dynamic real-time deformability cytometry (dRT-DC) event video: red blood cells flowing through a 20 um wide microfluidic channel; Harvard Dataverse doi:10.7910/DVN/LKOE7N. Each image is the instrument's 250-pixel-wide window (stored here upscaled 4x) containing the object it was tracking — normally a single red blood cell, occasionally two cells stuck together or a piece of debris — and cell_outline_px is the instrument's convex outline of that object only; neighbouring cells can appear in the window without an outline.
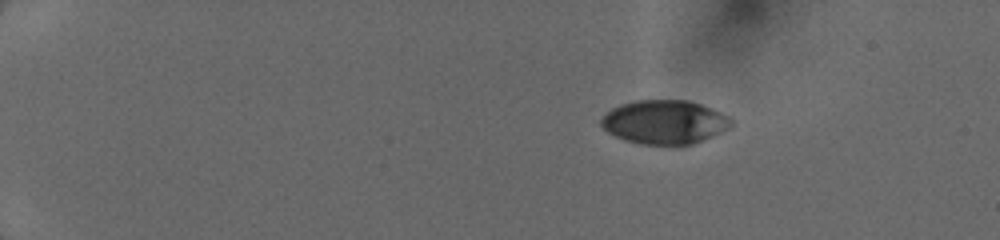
{"species": "human", "species_latin": "Homo sapiens", "temperature_condition": "cold", "stored_images_in_passage": 5, "camera_frame_rate_fps": 3000, "um_per_image_px": 0.085, "donor": {"sex": "female"}, "frame": {"image": 1, "passage_image": 1, "time_ms": 0.0, "image_size_px": [1000, 240], "cell_outline_px": [[732, 124], [728, 128], [720, 132], [692, 144], [640, 144], [616, 136], [608, 132], [600, 124], [600, 120], [612, 108], [620, 104], [636, 100], [688, 100], [700, 104], [720, 112], [728, 116], [732, 120]], "centroid_in_image_um": [56.47, 10.36], "position_along_channel_um": 28.5, "area_um2": 32.77}}
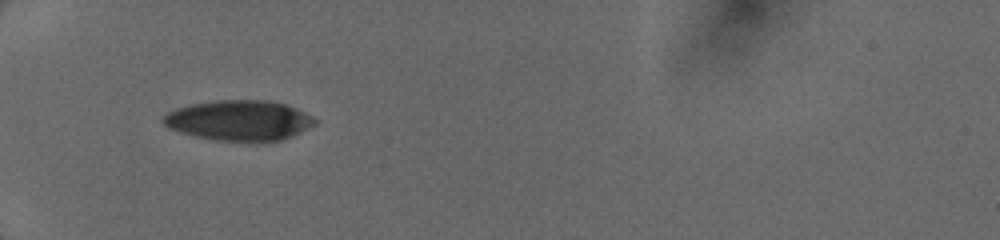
{"frame": {"image": 2, "passage_image": 4, "time_ms": 3.333, "image_size_px": [1000, 240], "cell_outline_px": [[316, 124], [284, 140], [216, 140], [196, 136], [168, 128], [164, 124], [164, 116], [168, 112], [176, 108], [192, 104], [220, 100], [268, 100], [284, 104], [304, 112], [312, 116], [316, 120]], "centroid_in_image_um": [20.34, 10.22], "position_along_channel_um": 64.7, "area_um2": 34.97}}